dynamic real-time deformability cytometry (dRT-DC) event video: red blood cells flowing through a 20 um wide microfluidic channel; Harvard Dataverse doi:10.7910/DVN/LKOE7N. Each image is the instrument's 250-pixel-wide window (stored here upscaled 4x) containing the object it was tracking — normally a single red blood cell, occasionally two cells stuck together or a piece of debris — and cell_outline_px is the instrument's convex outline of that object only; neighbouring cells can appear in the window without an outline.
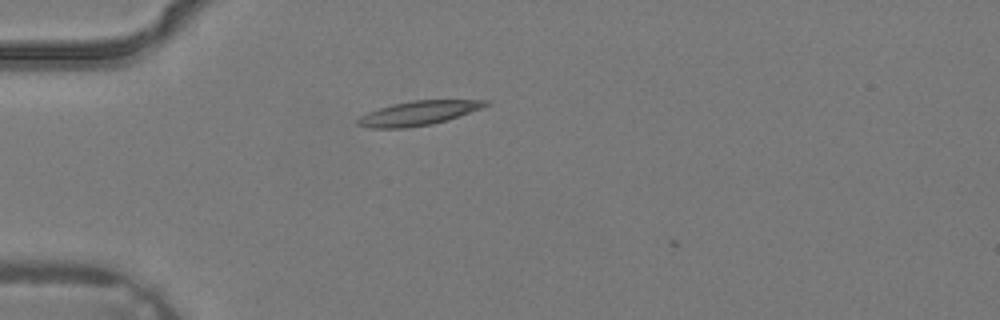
{"species": "common noctule bat (a hibernating species)", "species_latin": "Nyctalus noctula", "temperature_condition": "warm", "stored_images_in_passage": 2, "camera_frame_rate_fps": 3000, "um_per_image_px": 0.085, "animal": {"sex": "male", "body_mass_g": 19.2, "forearm_length_mm": 51.8}, "frame": {"image": 1, "passage_image": 2, "time_ms": 0.333, "image_size_px": [1000, 320], "cell_outline_px": [[488, 104], [480, 108], [448, 120], [432, 124], [404, 128], [368, 128], [356, 124], [356, 120], [360, 116], [368, 112], [392, 104], [412, 100], [488, 100]], "centroid_in_image_um": [35.51, 9.62], "position_along_channel_um": 49.5, "area_um2": 17.92}}